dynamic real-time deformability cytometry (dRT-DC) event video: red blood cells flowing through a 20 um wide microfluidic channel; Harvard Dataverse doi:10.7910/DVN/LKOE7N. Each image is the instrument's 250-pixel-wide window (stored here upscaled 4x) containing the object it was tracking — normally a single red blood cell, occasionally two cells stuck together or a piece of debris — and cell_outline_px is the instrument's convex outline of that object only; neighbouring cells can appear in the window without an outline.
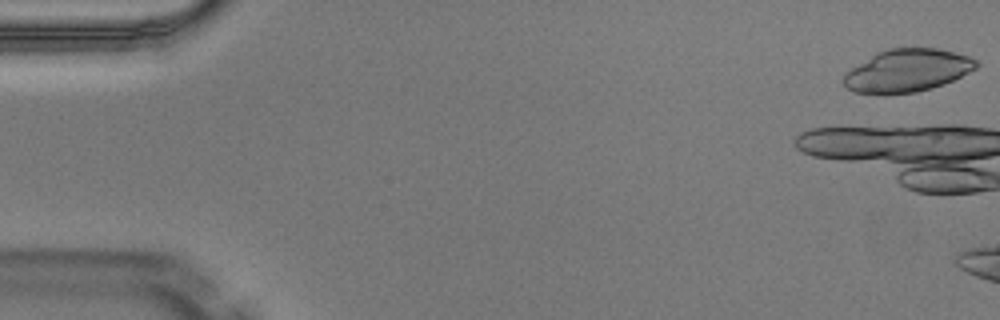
{"species": "Egyptian fruit bat (a non-hibernating species)", "species_latin": "Rousettus aegyptiacus", "temperature_condition": "warm", "stored_images_in_passage": 2, "camera_frame_rate_fps": 3000, "um_per_image_px": 0.085, "animal": {"sex": "male"}, "frame": {"image": 1, "passage_image": 1, "time_ms": 0.0, "image_size_px": [1000, 320], "cell_outline_px": [[980, 64], [976, 68], [944, 84], [932, 88], [916, 92], [884, 96], [856, 92], [848, 88], [840, 80], [852, 68], [876, 52], [888, 48], [936, 48], [968, 56], [976, 60]], "centroid_in_image_um": [77.08, 6.02], "position_along_channel_um": 7.9, "area_um2": 33.18}}